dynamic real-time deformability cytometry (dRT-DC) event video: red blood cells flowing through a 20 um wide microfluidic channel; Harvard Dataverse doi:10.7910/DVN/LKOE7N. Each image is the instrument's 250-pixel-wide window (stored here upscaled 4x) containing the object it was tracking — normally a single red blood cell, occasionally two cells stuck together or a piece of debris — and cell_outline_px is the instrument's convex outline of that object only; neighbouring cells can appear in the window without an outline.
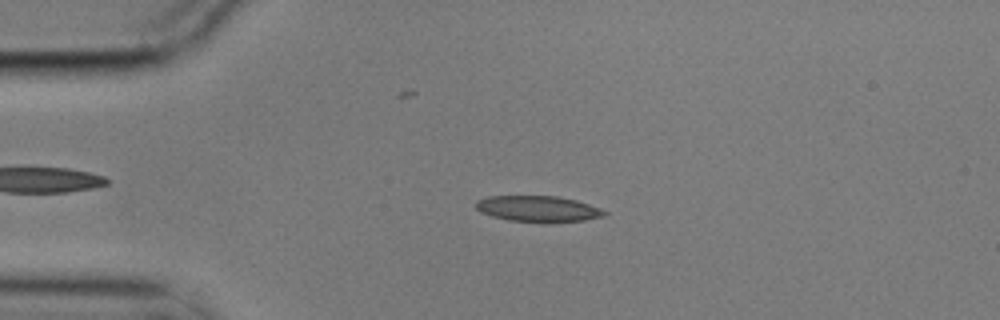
{"species": "common noctule bat (a hibernating species)", "species_latin": "Nyctalus noctula", "temperature_condition": "cold", "stored_images_in_passage": 48, "camera_frame_rate_fps": 3000, "um_per_image_px": 0.085, "animal": {"sex": "male", "body_mass_g": 17.9}, "frame": {"image": 1, "passage_image": 4, "time_ms": 1.0, "image_size_px": [1000, 320], "cell_outline_px": [[608, 212], [604, 216], [584, 220], [508, 220], [492, 216], [480, 212], [476, 208], [476, 200], [488, 196], [556, 196], [576, 200], [600, 208]], "centroid_in_image_um": [45.69, 17.71], "position_along_channel_um": 39.3, "area_um2": 18.73}}
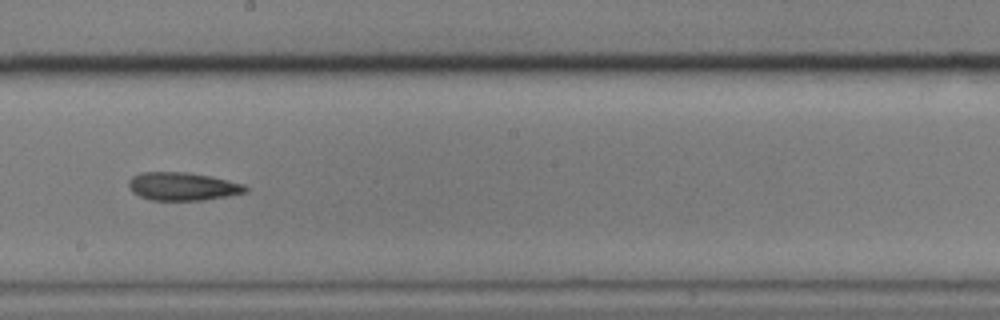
{"frame": {"image": 2, "passage_image": 23, "time_ms": 7.333, "image_size_px": [1000, 320], "cell_outline_px": [[248, 192], [228, 196], [204, 200], [152, 200], [140, 196], [132, 192], [128, 184], [128, 180], [132, 176], [140, 172], [188, 172], [212, 176], [244, 184], [248, 188]], "centroid_in_image_um": [15.53, 15.84], "position_along_channel_um": 232.7, "area_um2": 19.31}}
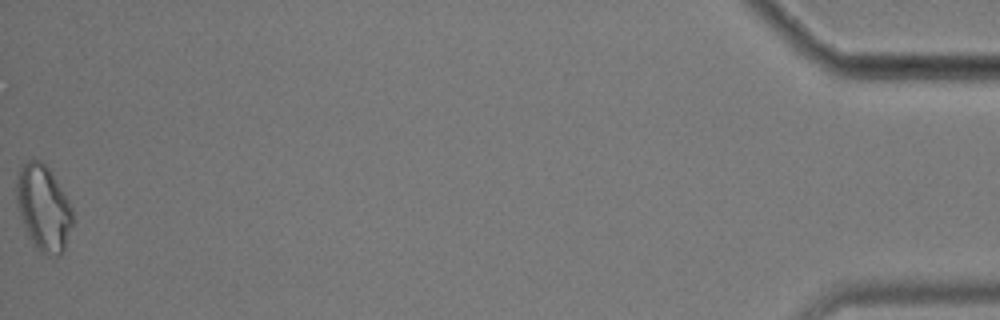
{"frame": {"image": 3, "passage_image": 48, "time_ms": 15.667, "image_size_px": [1000, 320], "cell_outline_px": [[72, 224], [64, 248], [60, 256], [44, 256], [36, 248], [28, 236], [16, 204], [16, 184], [20, 168], [32, 156], [40, 160], [48, 168], [68, 200], [72, 208]], "centroid_in_image_um": [3.67, 17.68], "position_along_channel_um": 431.5, "area_um2": 27.92}}